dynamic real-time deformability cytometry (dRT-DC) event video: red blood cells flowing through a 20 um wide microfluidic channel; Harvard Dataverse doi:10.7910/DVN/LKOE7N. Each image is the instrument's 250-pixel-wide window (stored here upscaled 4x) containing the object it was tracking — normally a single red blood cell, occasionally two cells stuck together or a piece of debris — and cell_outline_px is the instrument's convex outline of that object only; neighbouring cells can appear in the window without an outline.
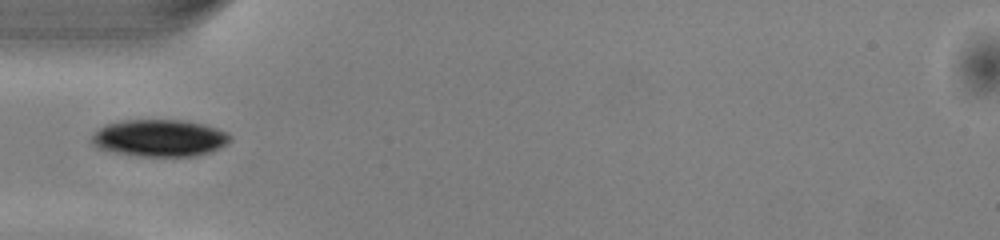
{"species": "common noctule bat (a hibernating species)", "species_latin": "Nyctalus noctula", "temperature_condition": "warm", "stored_images_in_passage": 10, "camera_frame_rate_fps": 3000, "um_per_image_px": 0.085, "animal": {"sex": "male", "body_mass_g": 13.0, "forearm_length_mm": 53.1}, "frame": {"image": 1, "passage_image": 1, "time_ms": 0.0, "image_size_px": [1000, 240], "cell_outline_px": [[232, 140], [228, 144], [212, 152], [196, 156], [136, 156], [112, 152], [96, 148], [92, 144], [92, 136], [104, 124], [120, 120], [180, 120], [204, 124], [228, 132], [232, 136]], "centroid_in_image_um": [13.58, 11.74], "position_along_channel_um": 71.4, "area_um2": 30.29}}
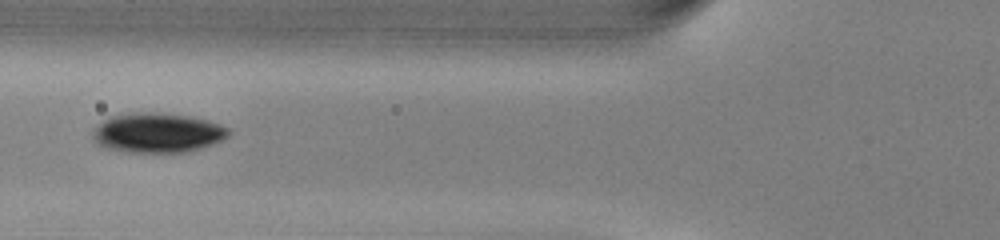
{"frame": {"image": 2, "passage_image": 4, "time_ms": 1.0, "image_size_px": [1000, 240], "cell_outline_px": [[232, 132], [228, 136], [212, 144], [188, 152], [128, 152], [104, 148], [92, 140], [92, 132], [104, 120], [112, 116], [132, 112], [156, 112], [188, 116], [208, 120], [220, 124], [228, 128]], "centroid_in_image_um": [13.38, 11.29], "position_along_channel_um": 112.4, "area_um2": 31.44}}
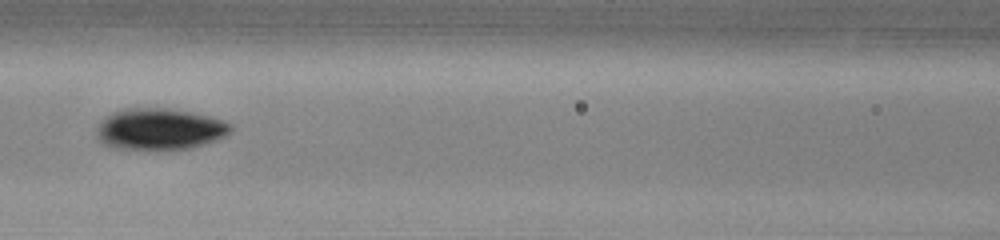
{"frame": {"image": 3, "passage_image": 7, "time_ms": 2.0, "image_size_px": [1000, 240], "cell_outline_px": [[232, 128], [224, 136], [216, 140], [188, 148], [148, 152], [120, 148], [104, 144], [100, 140], [100, 124], [112, 112], [120, 108], [164, 108], [192, 112], [208, 116], [232, 124]], "centroid_in_image_um": [13.59, 10.99], "position_along_channel_um": 153.0, "area_um2": 32.25}}